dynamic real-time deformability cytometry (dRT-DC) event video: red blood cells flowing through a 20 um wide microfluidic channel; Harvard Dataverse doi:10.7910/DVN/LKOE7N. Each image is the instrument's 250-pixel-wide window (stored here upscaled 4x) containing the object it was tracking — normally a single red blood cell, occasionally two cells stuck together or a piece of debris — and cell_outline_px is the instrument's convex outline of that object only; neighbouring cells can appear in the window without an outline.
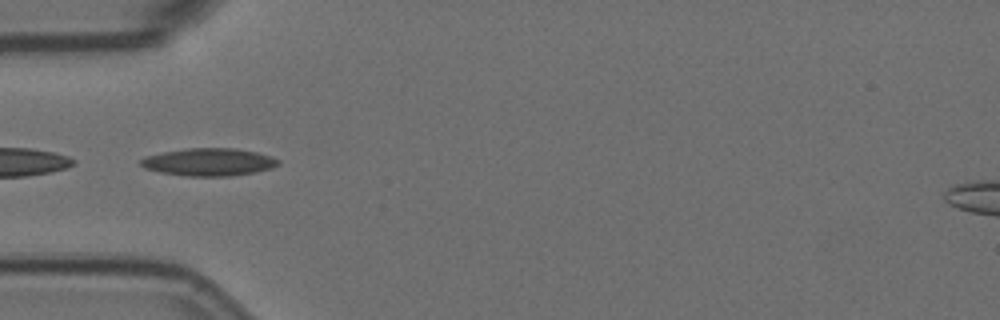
{"species": "Egyptian fruit bat (a non-hibernating species)", "species_latin": "Rousettus aegyptiacus", "temperature_condition": "room temperature", "stored_images_in_passage": 9, "camera_frame_rate_fps": 3000, "um_per_image_px": 0.085, "animal": {"sex": "female"}, "frame": {"image": 1, "passage_image": 6, "time_ms": 1.667, "image_size_px": [1000, 320], "cell_outline_px": [[280, 164], [272, 168], [252, 172], [228, 176], [188, 176], [160, 172], [144, 168], [140, 164], [140, 160], [144, 156], [164, 152], [188, 148], [236, 148], [256, 152], [280, 160]], "centroid_in_image_um": [17.73, 13.77], "position_along_channel_um": 67.3, "area_um2": 21.96}}
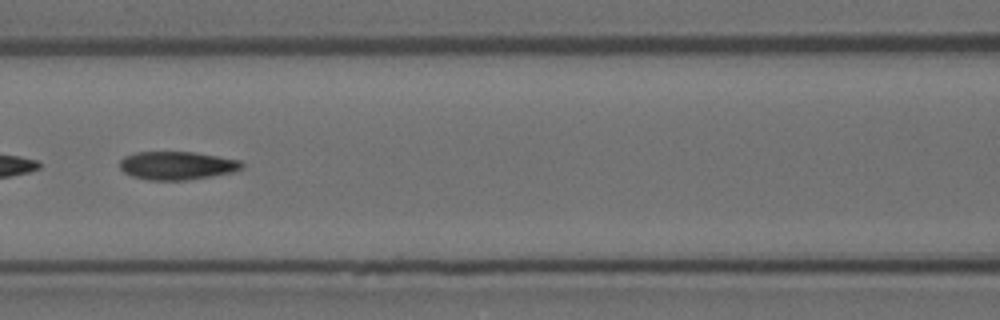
{"frame": {"image": 2, "passage_image": 8, "time_ms": 2.333, "image_size_px": [1000, 320], "cell_outline_px": [[244, 168], [232, 172], [212, 176], [184, 180], [148, 180], [132, 176], [124, 172], [120, 168], [120, 160], [124, 156], [136, 152], [196, 152], [240, 160], [244, 164]], "centroid_in_image_um": [15.05, 14.07], "position_along_channel_um": 151.5, "area_um2": 20.17}}
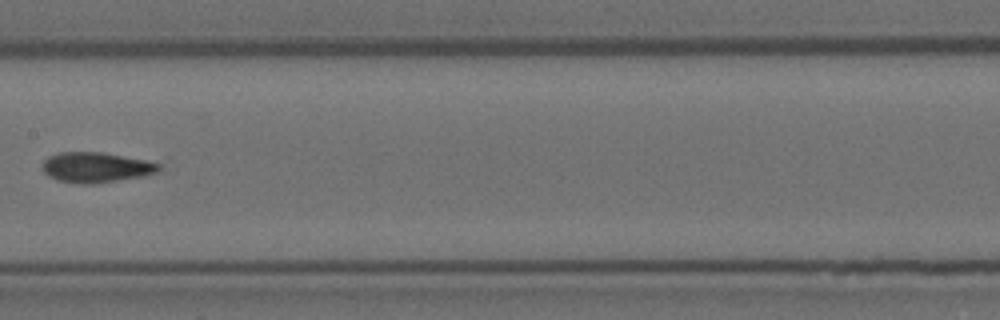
{"frame": {"image": 3, "passage_image": 9, "time_ms": 2.667, "image_size_px": [1000, 320], "cell_outline_px": [[160, 172], [144, 176], [92, 184], [80, 184], [56, 180], [48, 176], [44, 172], [44, 160], [48, 156], [60, 152], [104, 152], [148, 160], [160, 164]], "centroid_in_image_um": [8.2, 14.22], "position_along_channel_um": 199.2, "area_um2": 20.69}}